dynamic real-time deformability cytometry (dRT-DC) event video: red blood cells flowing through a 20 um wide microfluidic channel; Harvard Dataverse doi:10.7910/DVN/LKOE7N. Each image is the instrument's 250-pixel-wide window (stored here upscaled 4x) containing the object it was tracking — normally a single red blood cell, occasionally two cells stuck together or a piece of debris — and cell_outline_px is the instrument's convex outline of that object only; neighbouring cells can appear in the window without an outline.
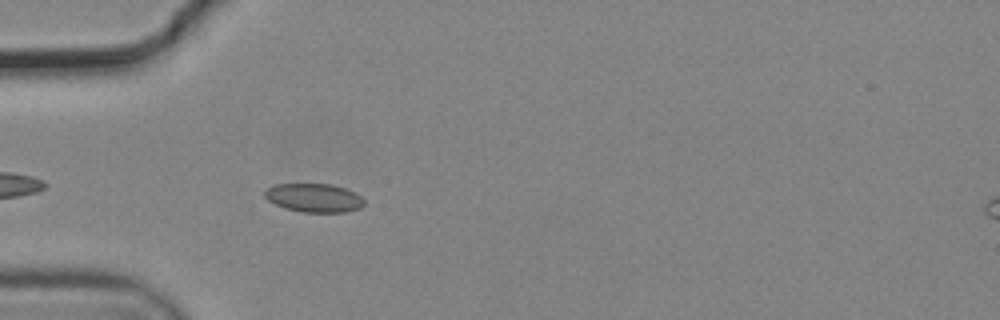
{"species": "common noctule bat (a hibernating species)", "species_latin": "Nyctalus noctula", "temperature_condition": "cold", "stored_images_in_passage": 12, "camera_frame_rate_fps": 3000, "um_per_image_px": 0.085, "animal": {"sex": "male", "body_mass_g": 19.2, "forearm_length_mm": 51.8}, "frame": {"image": 1, "passage_image": 4, "time_ms": 1.0, "image_size_px": [1000, 320], "cell_outline_px": [[364, 204], [360, 208], [344, 212], [304, 212], [288, 208], [276, 204], [268, 200], [264, 196], [264, 192], [272, 184], [332, 184], [344, 188], [360, 196], [364, 200]], "centroid_in_image_um": [26.68, 16.8], "position_along_channel_um": 58.3, "area_um2": 16.36}}
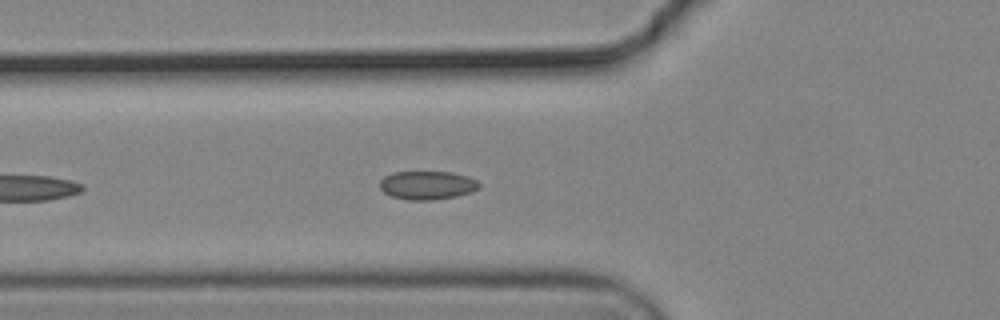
{"frame": {"image": 2, "passage_image": 7, "time_ms": 2.0, "image_size_px": [1000, 320], "cell_outline_px": [[480, 188], [472, 192], [456, 196], [432, 200], [408, 200], [392, 196], [384, 192], [380, 188], [380, 180], [384, 176], [392, 172], [452, 172], [468, 176], [476, 180], [480, 184]], "centroid_in_image_um": [36.33, 15.74], "position_along_channel_um": 89.5, "area_um2": 16.59}}
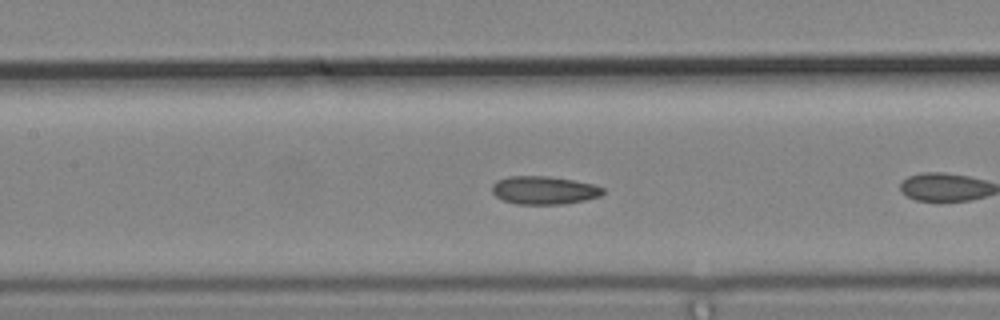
{"frame": {"image": 3, "passage_image": 10, "time_ms": 3.0, "image_size_px": [1000, 320], "cell_outline_px": [[604, 192], [600, 196], [584, 200], [564, 204], [516, 204], [504, 200], [496, 196], [492, 192], [492, 184], [496, 180], [508, 176], [548, 176], [572, 180], [592, 184], [604, 188]], "centroid_in_image_um": [46.22, 16.17], "position_along_channel_um": 161.2, "area_um2": 18.15}}